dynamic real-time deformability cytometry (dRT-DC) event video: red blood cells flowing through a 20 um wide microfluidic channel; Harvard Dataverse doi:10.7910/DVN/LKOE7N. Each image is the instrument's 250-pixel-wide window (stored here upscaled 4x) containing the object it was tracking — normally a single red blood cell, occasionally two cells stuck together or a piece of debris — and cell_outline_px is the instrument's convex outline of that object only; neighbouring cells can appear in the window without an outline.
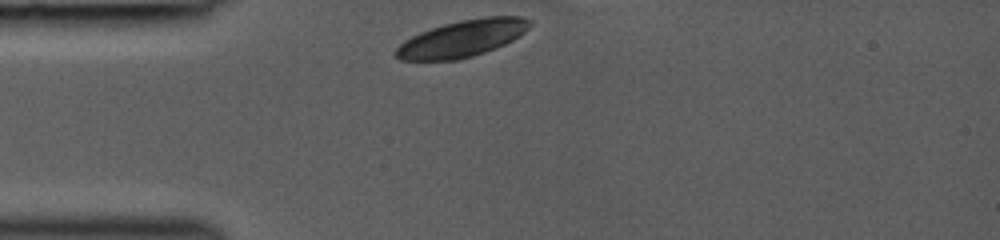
{"species": "common noctule bat (a hibernating species)", "species_latin": "Nyctalus noctula", "temperature_condition": "room temperature", "stored_images_in_passage": 35, "camera_frame_rate_fps": 3000, "um_per_image_px": 0.085, "animal": {"sex": "female", "body_mass_g": 19.0, "forearm_length_mm": 53.3}, "frame": {"image": 1, "passage_image": 1, "time_ms": 0.0, "image_size_px": [1000, 240], "cell_outline_px": [[532, 24], [524, 32], [512, 40], [504, 44], [484, 52], [472, 56], [456, 60], [400, 60], [392, 52], [404, 40], [420, 32], [444, 24], [460, 20], [488, 16], [520, 16], [532, 20]], "centroid_in_image_um": [39.28, 3.26], "position_along_channel_um": 45.7, "area_um2": 28.55}}
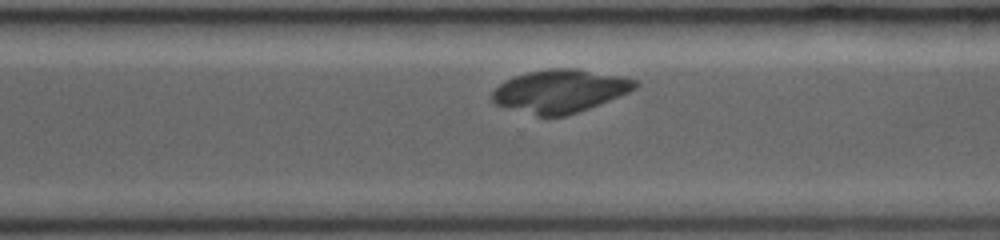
{"frame": {"image": 2, "passage_image": 33, "time_ms": 7.0, "image_size_px": [1000, 240], "cell_outline_px": [[640, 84], [636, 88], [628, 92], [588, 108], [564, 116], [540, 116], [496, 104], [492, 100], [492, 92], [504, 80], [528, 72], [548, 68], [576, 68], [624, 76], [636, 80]], "centroid_in_image_um": [47.63, 7.71], "position_along_channel_um": 323.0, "area_um2": 35.43}}